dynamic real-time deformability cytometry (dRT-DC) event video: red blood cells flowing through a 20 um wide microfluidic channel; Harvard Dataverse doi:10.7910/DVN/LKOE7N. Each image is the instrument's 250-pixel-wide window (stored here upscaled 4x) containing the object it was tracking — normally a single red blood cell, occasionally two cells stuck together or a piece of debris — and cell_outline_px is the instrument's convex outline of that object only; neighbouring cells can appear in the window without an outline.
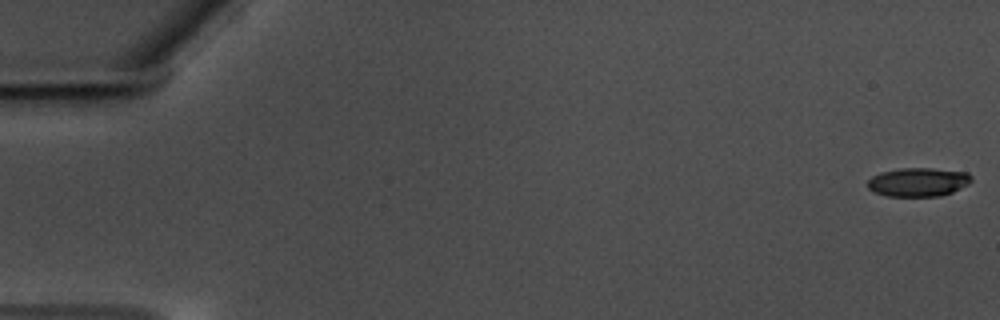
{"species": "common noctule bat (a hibernating species)", "species_latin": "Nyctalus noctula", "temperature_condition": "warm", "stored_images_in_passage": 59, "camera_frame_rate_fps": 3000, "um_per_image_px": 0.085, "animal": {"sex": "male", "body_mass_g": 17.5, "forearm_length_mm": 52.3}, "frame": {"image": 1, "passage_image": 1, "time_ms": 0.0, "image_size_px": [1000, 320], "cell_outline_px": [[972, 180], [968, 184], [952, 192], [940, 196], [888, 196], [876, 192], [868, 188], [868, 180], [872, 176], [880, 172], [900, 168], [932, 168], [968, 172], [972, 176]], "centroid_in_image_um": [78.07, 15.46], "position_along_channel_um": 6.9, "area_um2": 17.4}}
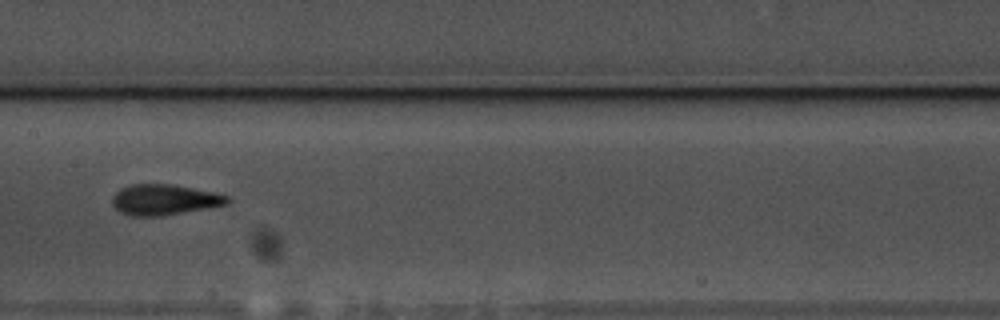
{"frame": {"image": 2, "passage_image": 31, "time_ms": 10.0, "image_size_px": [1000, 320], "cell_outline_px": [[232, 200], [228, 204], [208, 208], [156, 216], [132, 216], [120, 212], [112, 204], [112, 196], [120, 188], [132, 184], [176, 184], [212, 192], [228, 196]], "centroid_in_image_um": [13.96, 16.96], "position_along_channel_um": 193.4, "area_um2": 20.52}}
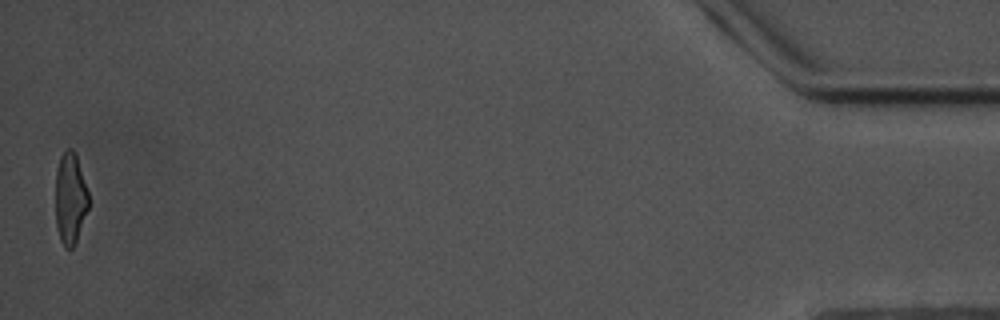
{"frame": {"image": 3, "passage_image": 59, "time_ms": 19.333, "image_size_px": [1000, 320], "cell_outline_px": [[88, 208], [76, 240], [72, 248], [64, 248], [60, 240], [56, 224], [56, 168], [60, 156], [68, 148], [72, 148], [76, 152], [88, 192]], "centroid_in_image_um": [5.96, 16.82], "position_along_channel_um": 429.2, "area_um2": 17.57}, "authors_computed_cell_mechanics": {"area_um2": 19.0162, "velocity_mm_per_s": 3.5038, "shape_relaxation_time_tau1_ms": 3.4554, "shape_relaxation_time_tau2_ms": 1.295, "deformation_change_tau1": 0.1557, "deformation_change_tau2": 0.0993}}